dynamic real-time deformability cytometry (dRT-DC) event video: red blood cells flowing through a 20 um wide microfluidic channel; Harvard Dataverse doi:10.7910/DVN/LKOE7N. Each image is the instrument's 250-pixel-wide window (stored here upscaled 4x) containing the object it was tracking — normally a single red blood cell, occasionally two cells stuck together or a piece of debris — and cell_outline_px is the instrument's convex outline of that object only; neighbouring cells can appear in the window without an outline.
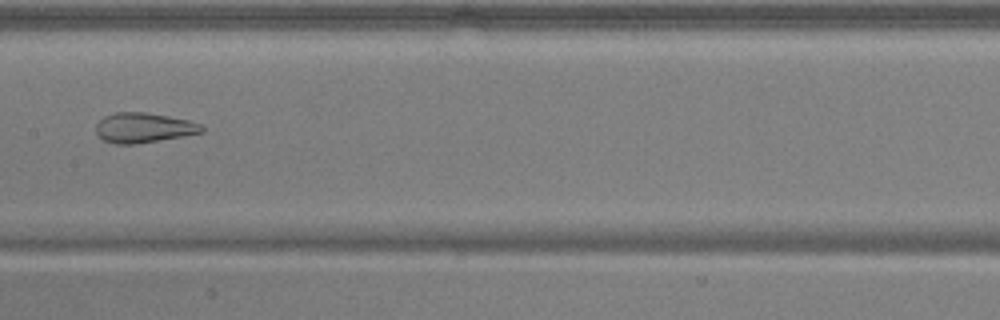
{"species": "common noctule bat (a hibernating species)", "species_latin": "Nyctalus noctula", "temperature_condition": "warm", "stored_images_in_passage": 7, "camera_frame_rate_fps": 3000, "um_per_image_px": 0.085, "animal": {"sex": "male", "body_mass_g": 17.9, "forearm_length_mm": 54.2}, "frame": {"image": 1, "passage_image": 7, "time_ms": 2.0, "image_size_px": [1000, 320], "cell_outline_px": [[204, 132], [184, 136], [136, 144], [116, 144], [104, 140], [96, 132], [96, 124], [104, 116], [116, 112], [144, 112], [168, 116], [188, 120], [200, 124], [204, 128]], "centroid_in_image_um": [12.21, 10.86], "position_along_channel_um": 195.2, "area_um2": 18.38}}